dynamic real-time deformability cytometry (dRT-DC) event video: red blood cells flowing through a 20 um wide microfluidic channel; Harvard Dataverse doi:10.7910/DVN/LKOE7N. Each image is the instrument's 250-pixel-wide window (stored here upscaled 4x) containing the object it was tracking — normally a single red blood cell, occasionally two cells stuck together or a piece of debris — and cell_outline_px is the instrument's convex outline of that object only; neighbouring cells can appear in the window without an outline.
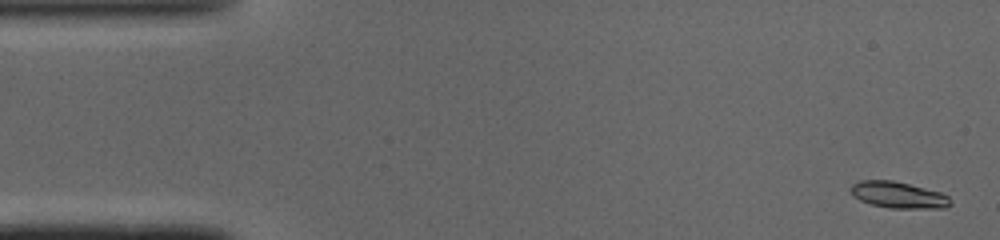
{"species": "common noctule bat (a hibernating species)", "species_latin": "Nyctalus noctula", "temperature_condition": "cold", "stored_images_in_passage": 49, "camera_frame_rate_fps": 3000, "um_per_image_px": 0.085, "animal": {"sex": "male", "body_mass_g": 19.0, "forearm_length_mm": 50.8}, "frame": {"image": 1, "passage_image": 2, "time_ms": 0.333, "image_size_px": [1000, 240], "cell_outline_px": [[952, 204], [944, 208], [888, 208], [872, 204], [860, 200], [852, 196], [848, 188], [852, 184], [860, 180], [892, 180], [940, 192], [948, 196], [952, 200]], "centroid_in_image_um": [76.33, 16.57], "position_along_channel_um": 8.7, "area_um2": 15.43}}
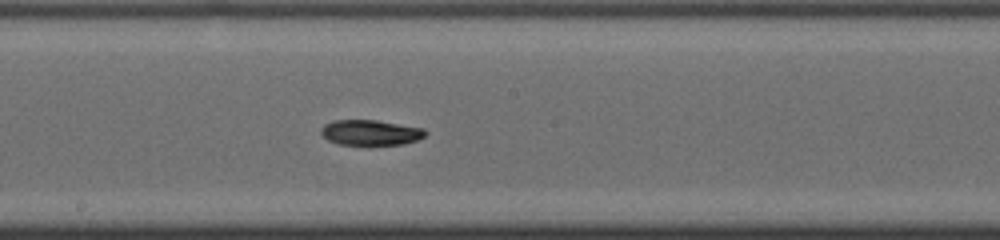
{"frame": {"image": 2, "passage_image": 26, "time_ms": 8.333, "image_size_px": [1000, 240], "cell_outline_px": [[428, 132], [424, 136], [416, 140], [404, 144], [340, 144], [328, 140], [320, 132], [320, 128], [324, 124], [332, 120], [376, 120], [424, 128]], "centroid_in_image_um": [31.49, 11.25], "position_along_channel_um": 216.7, "area_um2": 15.32}}
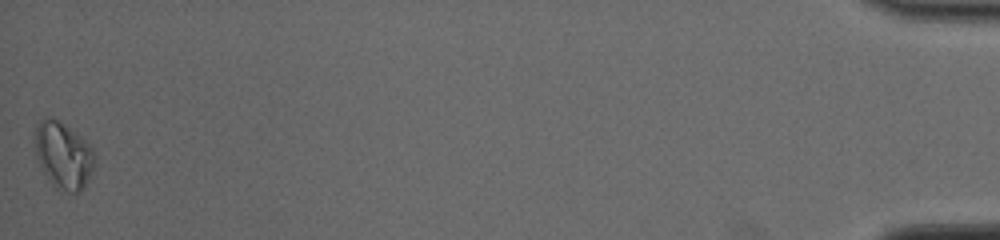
{"frame": {"image": 3, "passage_image": 49, "time_ms": 16.0, "image_size_px": [1000, 240], "cell_outline_px": [[96, 160], [84, 184], [76, 192], [60, 192], [52, 184], [44, 172], [36, 156], [36, 124], [40, 120], [52, 116], [64, 124], [80, 136], [92, 148]], "centroid_in_image_um": [5.37, 13.18], "position_along_channel_um": 429.8, "area_um2": 22.66}, "authors_computed_cell_mechanics": {"area_um2": 15.7216, "velocity_mm_per_s": 4.091, "shape_relaxation_time_tau1_ms": 10.9827, "shape_relaxation_time_tau2_ms": null, "deformation_change_tau1": 0.2282, "deformation_change_tau2": null}}